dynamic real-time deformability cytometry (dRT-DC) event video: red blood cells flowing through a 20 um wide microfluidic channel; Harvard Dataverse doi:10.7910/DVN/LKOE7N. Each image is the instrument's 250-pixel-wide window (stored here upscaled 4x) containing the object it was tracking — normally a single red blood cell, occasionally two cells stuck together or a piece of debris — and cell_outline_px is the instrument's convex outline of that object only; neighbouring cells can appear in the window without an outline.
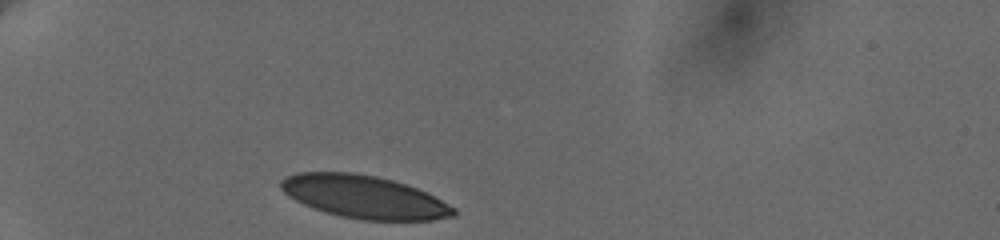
{"species": "human", "species_latin": "Homo sapiens", "temperature_condition": "cold", "stored_images_in_passage": 4, "camera_frame_rate_fps": 3000, "um_per_image_px": 0.085, "donor": {"sex": "female"}, "frame": {"image": 1, "passage_image": 1, "time_ms": 0.0, "image_size_px": [1000, 240], "cell_outline_px": [[456, 216], [432, 220], [360, 220], [340, 216], [304, 204], [296, 200], [284, 192], [280, 188], [280, 180], [296, 172], [352, 172], [376, 176], [392, 180], [416, 188], [456, 208]], "centroid_in_image_um": [30.95, 16.73], "position_along_channel_um": 54.0, "area_um2": 42.71}}